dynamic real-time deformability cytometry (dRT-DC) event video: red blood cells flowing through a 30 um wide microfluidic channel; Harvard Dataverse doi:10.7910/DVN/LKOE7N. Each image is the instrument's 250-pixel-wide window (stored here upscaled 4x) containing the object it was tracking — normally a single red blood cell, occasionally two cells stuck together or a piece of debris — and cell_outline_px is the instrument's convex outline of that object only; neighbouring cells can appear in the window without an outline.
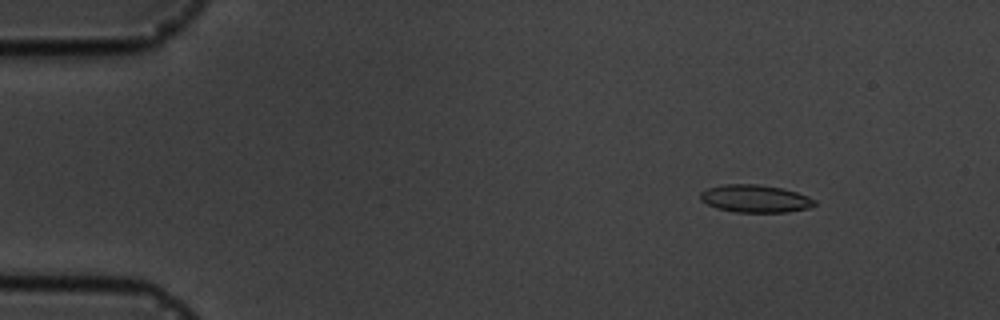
{"species": "common noctule bat (a hibernating species)", "species_latin": "Nyctalus noctula", "temperature_condition": "cold", "stored_images_in_passage": 7, "camera_frame_rate_fps": 3000, "um_per_image_px": 0.085, "animal": {"sex": "male", "body_mass_g": 19.5, "forearm_length_mm": 54.6}, "frame": {"image": 1, "passage_image": 2, "time_ms": 1.333, "image_size_px": [1000, 320], "cell_outline_px": [[816, 204], [808, 208], [788, 212], [736, 212], [716, 208], [700, 200], [700, 192], [708, 188], [724, 184], [760, 184], [784, 188], [808, 196], [816, 200]], "centroid_in_image_um": [64.2, 16.88], "position_along_channel_um": 20.8, "area_um2": 18.5}}
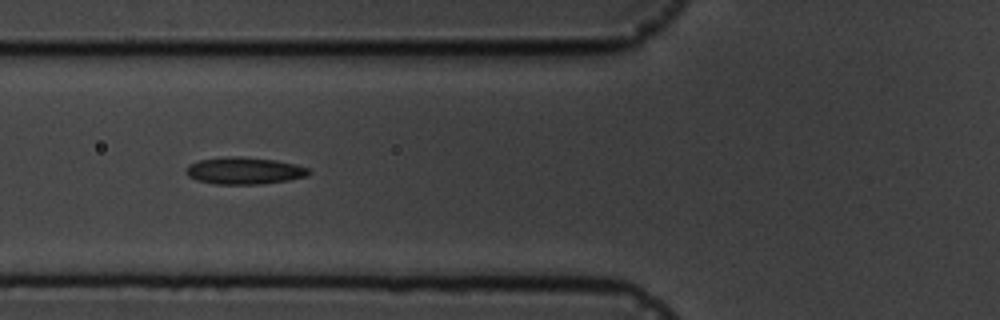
{"frame": {"image": 2, "passage_image": 6, "time_ms": 6.0, "image_size_px": [1000, 320], "cell_outline_px": [[312, 172], [308, 176], [288, 180], [260, 184], [216, 184], [196, 180], [188, 176], [184, 172], [184, 168], [188, 164], [200, 160], [224, 156], [240, 156], [276, 160], [308, 168]], "centroid_in_image_um": [20.72, 14.51], "position_along_channel_um": 105.1, "area_um2": 19.48}}
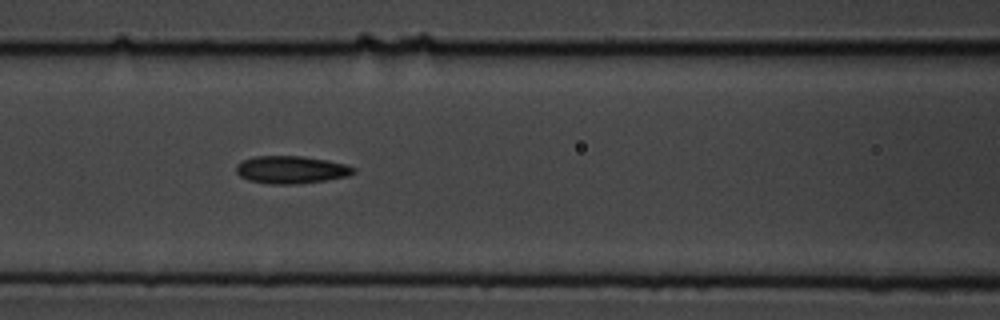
{"frame": {"image": 3, "passage_image": 7, "time_ms": 7.0, "image_size_px": [1000, 320], "cell_outline_px": [[356, 172], [348, 176], [324, 180], [296, 184], [272, 184], [248, 180], [240, 176], [236, 172], [236, 164], [252, 156], [304, 156], [328, 160], [344, 164], [356, 168]], "centroid_in_image_um": [24.74, 14.42], "position_along_channel_um": 141.9, "area_um2": 18.9}}